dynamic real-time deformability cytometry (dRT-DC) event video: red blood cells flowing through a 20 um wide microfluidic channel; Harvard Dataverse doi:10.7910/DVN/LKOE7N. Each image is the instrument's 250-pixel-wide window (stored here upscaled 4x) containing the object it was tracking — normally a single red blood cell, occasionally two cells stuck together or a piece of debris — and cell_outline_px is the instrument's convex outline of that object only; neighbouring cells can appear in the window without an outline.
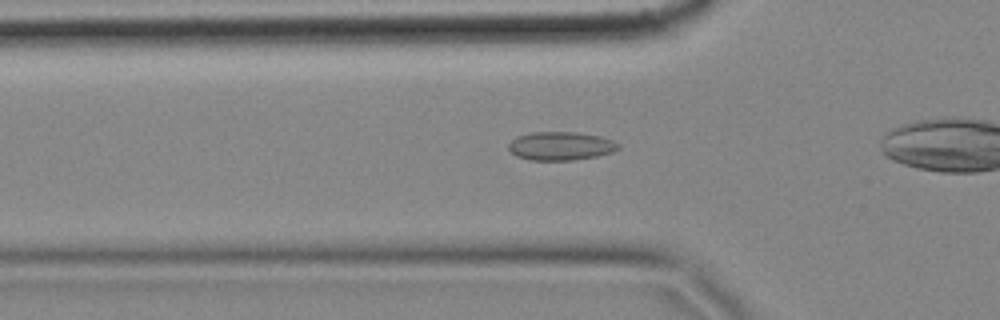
{"species": "common noctule bat (a hibernating species)", "species_latin": "Nyctalus noctula", "temperature_condition": "cold", "stored_images_in_passage": 36, "camera_frame_rate_fps": 3000, "um_per_image_px": 0.085, "animal": {"sex": "female", "body_mass_g": 18.4}, "frame": {"image": 1, "passage_image": 9, "time_ms": 2.667, "image_size_px": [1000, 320], "cell_outline_px": [[620, 148], [612, 152], [596, 156], [572, 160], [532, 160], [516, 156], [508, 148], [508, 144], [516, 136], [532, 132], [576, 132], [600, 136], [612, 140], [620, 144]], "centroid_in_image_um": [47.66, 12.4], "position_along_channel_um": 78.1, "area_um2": 18.21}}
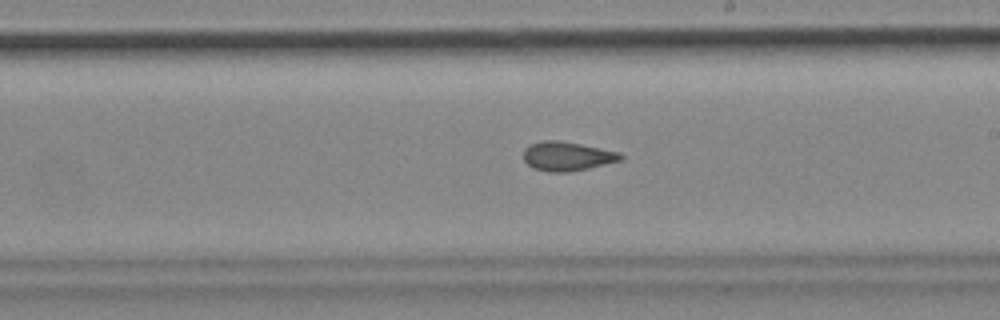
{"frame": {"image": 2, "passage_image": 23, "time_ms": 7.333, "image_size_px": [1000, 320], "cell_outline_px": [[624, 160], [588, 168], [568, 172], [548, 172], [532, 168], [524, 160], [524, 148], [532, 144], [544, 140], [560, 140], [620, 152], [624, 156]], "centroid_in_image_um": [48.23, 13.28], "position_along_channel_um": 240.8, "area_um2": 16.53}}
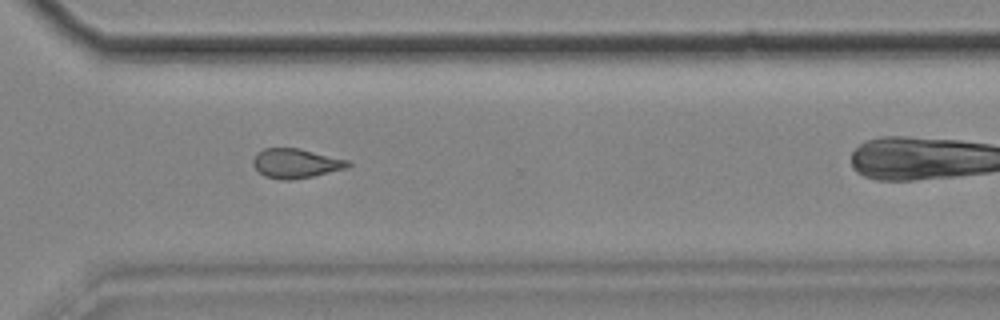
{"frame": {"image": 3, "passage_image": 32, "time_ms": 10.333, "image_size_px": [1000, 320], "cell_outline_px": [[352, 164], [348, 168], [312, 176], [292, 180], [280, 180], [264, 176], [252, 164], [252, 160], [256, 152], [264, 148], [300, 148], [348, 160]], "centroid_in_image_um": [25.13, 13.88], "position_along_channel_um": 345.5, "area_um2": 16.42}}